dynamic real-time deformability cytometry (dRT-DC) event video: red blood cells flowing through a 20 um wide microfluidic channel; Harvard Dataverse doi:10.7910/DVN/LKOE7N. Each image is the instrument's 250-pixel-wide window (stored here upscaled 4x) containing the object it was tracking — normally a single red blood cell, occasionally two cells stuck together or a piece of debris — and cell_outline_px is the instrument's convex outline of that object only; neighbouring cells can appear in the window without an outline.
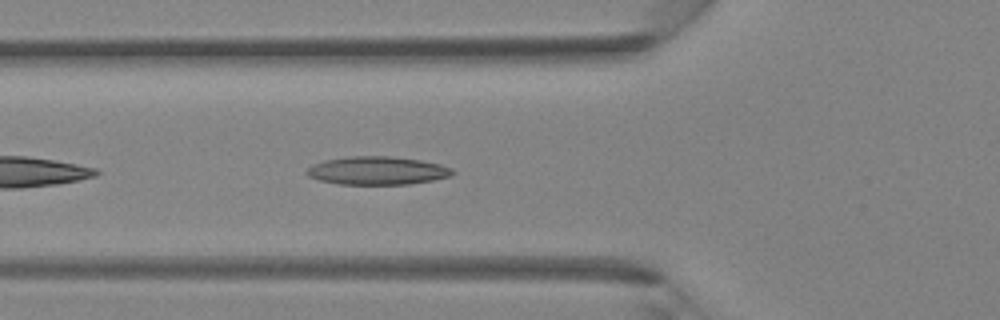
{"species": "Egyptian fruit bat (a non-hibernating species)", "species_latin": "Rousettus aegyptiacus", "temperature_condition": "room temperature", "stored_images_in_passage": 40, "camera_frame_rate_fps": 3000, "um_per_image_px": 0.085, "animal": {"sex": "female"}, "frame": {"image": 1, "passage_image": 14, "time_ms": 4.333, "image_size_px": [1000, 320], "cell_outline_px": [[456, 172], [452, 176], [432, 180], [408, 184], [340, 184], [320, 180], [308, 176], [308, 168], [312, 164], [324, 160], [348, 156], [388, 156], [420, 160], [440, 164], [452, 168]], "centroid_in_image_um": [32.1, 14.5], "position_along_channel_um": 93.7, "area_um2": 23.87}}
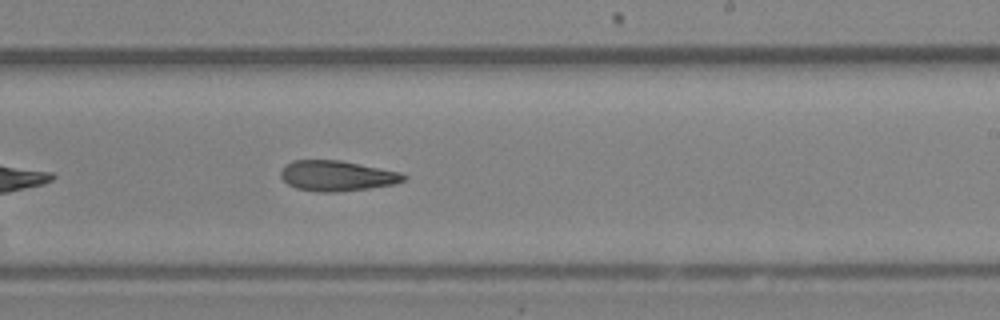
{"frame": {"image": 2, "passage_image": 24, "time_ms": 7.667, "image_size_px": [1000, 320], "cell_outline_px": [[408, 176], [404, 180], [396, 184], [368, 188], [336, 192], [320, 192], [296, 188], [288, 184], [280, 176], [280, 172], [292, 160], [340, 160], [400, 172]], "centroid_in_image_um": [28.65, 14.94], "position_along_channel_um": 260.3, "area_um2": 21.62}}
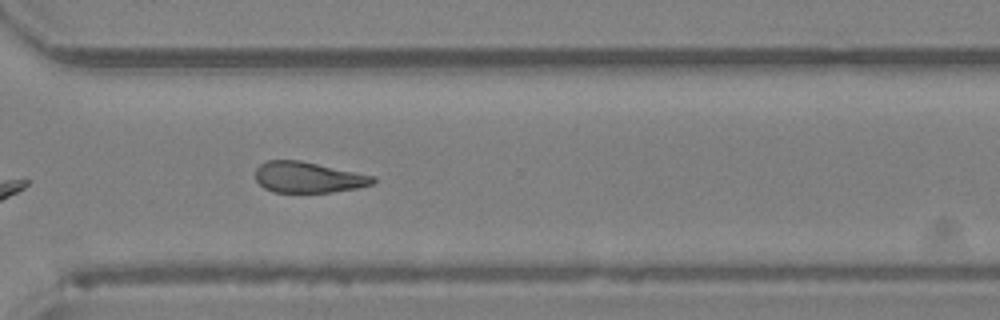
{"frame": {"image": 3, "passage_image": 29, "time_ms": 9.333, "image_size_px": [1000, 320], "cell_outline_px": [[376, 180], [372, 184], [356, 188], [332, 192], [272, 192], [264, 188], [256, 180], [256, 168], [260, 164], [268, 160], [300, 160], [376, 176]], "centroid_in_image_um": [26.19, 15.07], "position_along_channel_um": 344.4, "area_um2": 21.15}}